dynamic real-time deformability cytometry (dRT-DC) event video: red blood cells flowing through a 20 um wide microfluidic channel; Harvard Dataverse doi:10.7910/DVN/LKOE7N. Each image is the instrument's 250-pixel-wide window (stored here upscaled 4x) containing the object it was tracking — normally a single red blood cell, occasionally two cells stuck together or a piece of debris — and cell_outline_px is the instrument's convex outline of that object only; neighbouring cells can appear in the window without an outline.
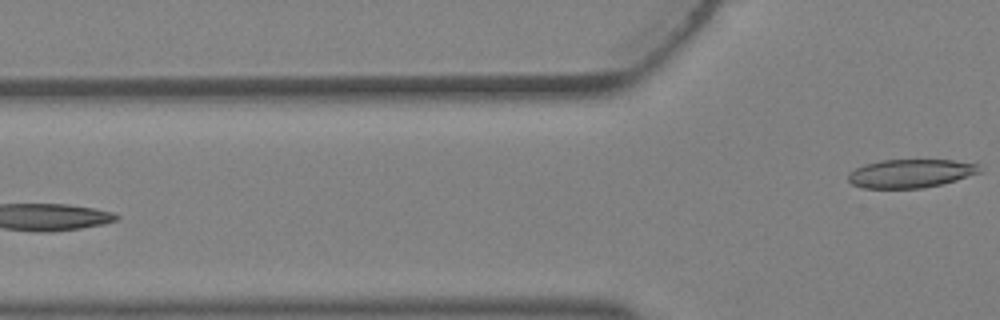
{"species": "Egyptian fruit bat (a non-hibernating species)", "species_latin": "Rousettus aegyptiacus", "temperature_condition": "warm", "stored_images_in_passage": 4, "camera_frame_rate_fps": 3000, "um_per_image_px": 0.085, "animal": {"sex": "female"}, "frame": {"image": 1, "passage_image": 4, "time_ms": 1.0, "image_size_px": [1000, 320], "cell_outline_px": [[980, 172], [956, 180], [940, 184], [920, 188], [860, 188], [852, 184], [848, 180], [848, 176], [856, 168], [864, 164], [880, 160], [952, 160], [980, 164]], "centroid_in_image_um": [77.39, 14.74], "position_along_channel_um": 48.4, "area_um2": 21.68}}